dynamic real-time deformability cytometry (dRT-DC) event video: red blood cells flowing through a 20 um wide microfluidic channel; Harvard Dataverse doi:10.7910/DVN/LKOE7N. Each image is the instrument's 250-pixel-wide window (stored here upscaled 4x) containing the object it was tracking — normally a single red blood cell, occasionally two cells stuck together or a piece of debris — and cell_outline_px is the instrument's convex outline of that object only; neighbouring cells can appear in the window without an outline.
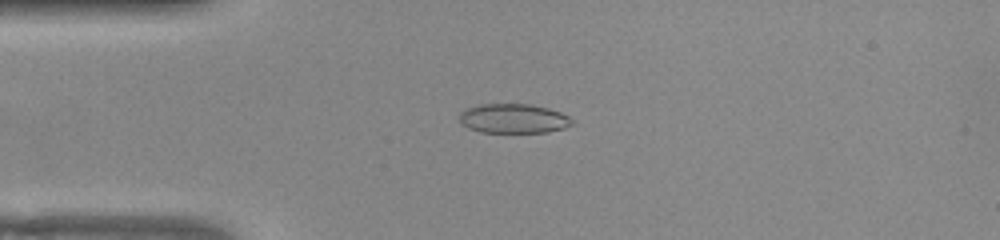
{"species": "common noctule bat (a hibernating species)", "species_latin": "Nyctalus noctula", "temperature_condition": "warm", "stored_images_in_passage": 51, "camera_frame_rate_fps": 3000, "um_per_image_px": 0.085, "animal": {"sex": "female", "body_mass_g": 22.0, "forearm_length_mm": 56.7}, "frame": {"image": 1, "passage_image": 12, "time_ms": 3.667, "image_size_px": [1000, 240], "cell_outline_px": [[576, 120], [572, 124], [564, 128], [548, 132], [480, 132], [468, 128], [460, 124], [460, 112], [464, 108], [480, 104], [532, 104], [548, 108], [560, 112]], "centroid_in_image_um": [43.64, 10.07], "position_along_channel_um": 41.4, "area_um2": 19.54}}
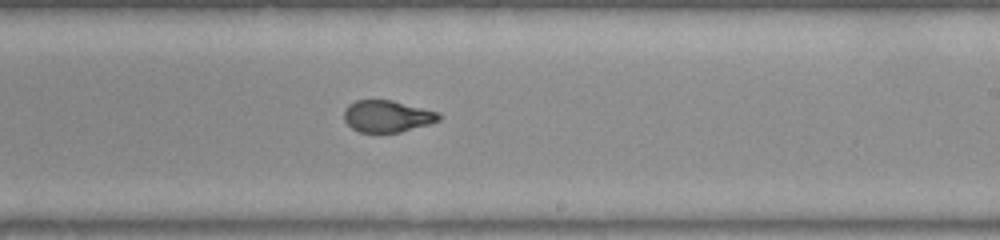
{"frame": {"image": 2, "passage_image": 30, "time_ms": 9.667, "image_size_px": [1000, 240], "cell_outline_px": [[440, 120], [428, 124], [400, 132], [360, 132], [352, 128], [344, 120], [344, 108], [348, 104], [356, 100], [392, 100], [440, 112]], "centroid_in_image_um": [32.9, 9.87], "position_along_channel_um": 256.1, "area_um2": 17.57}}
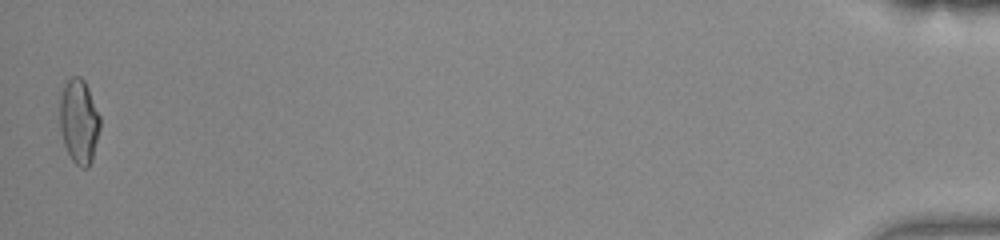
{"frame": {"image": 3, "passage_image": 51, "time_ms": 16.667, "image_size_px": [1000, 240], "cell_outline_px": [[100, 128], [92, 160], [88, 168], [80, 168], [72, 160], [64, 144], [60, 128], [60, 92], [64, 84], [72, 76], [80, 76], [84, 80], [88, 88], [100, 116]], "centroid_in_image_um": [6.71, 10.31], "position_along_channel_um": 428.5, "area_um2": 19.88}, "authors_computed_cell_mechanics": {"area_um2": 19.0162, "velocity_mm_per_s": 3.913, "shape_relaxation_time_tau1_ms": null, "shape_relaxation_time_tau2_ms": 0.8025, "deformation_change_tau1": null, "deformation_change_tau2": 0.0662}}